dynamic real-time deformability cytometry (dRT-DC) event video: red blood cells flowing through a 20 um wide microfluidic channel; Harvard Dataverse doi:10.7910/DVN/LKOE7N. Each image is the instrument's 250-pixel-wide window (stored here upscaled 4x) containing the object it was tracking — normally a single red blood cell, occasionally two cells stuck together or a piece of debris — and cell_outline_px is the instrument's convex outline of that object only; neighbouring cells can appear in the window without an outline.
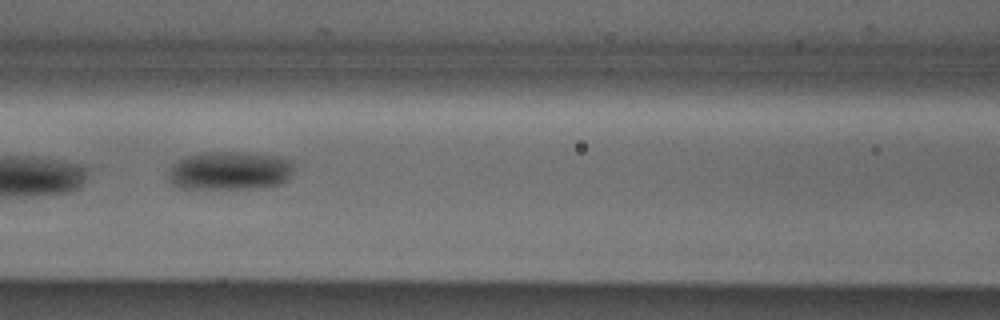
{"species": "Egyptian fruit bat (a non-hibernating species)", "species_latin": "Rousettus aegyptiacus", "temperature_condition": "cold", "stored_images_in_passage": 7, "camera_frame_rate_fps": 3000, "um_per_image_px": 0.085, "animal": {"sex": "male"}, "frame": {"image": 1, "passage_image": 5, "time_ms": 1.333, "image_size_px": [1000, 320], "cell_outline_px": [[292, 168], [288, 180], [280, 184], [264, 188], [180, 188], [172, 184], [168, 180], [168, 168], [172, 164], [188, 156], [204, 152], [244, 152], [288, 160], [292, 164]], "centroid_in_image_um": [19.46, 14.53], "position_along_channel_um": 147.1, "area_um2": 27.86}}
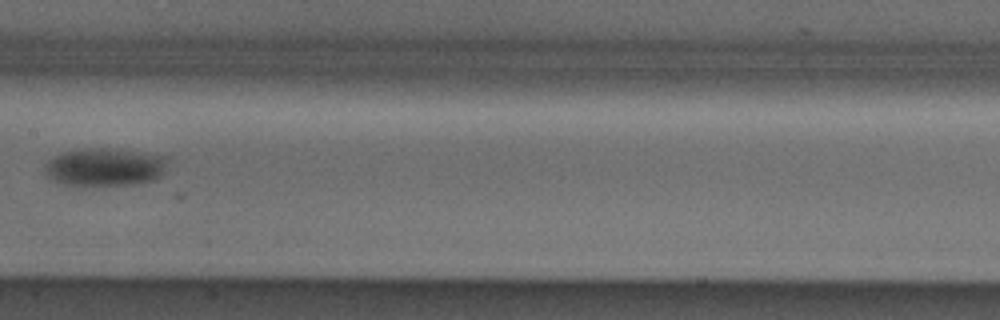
{"frame": {"image": 2, "passage_image": 6, "time_ms": 1.667, "image_size_px": [1000, 320], "cell_outline_px": [[168, 160], [164, 172], [156, 180], [136, 184], [64, 184], [52, 180], [44, 172], [44, 164], [48, 160], [64, 152], [84, 148], [108, 148], [168, 156]], "centroid_in_image_um": [8.93, 14.18], "position_along_channel_um": 198.5, "area_um2": 26.99}}
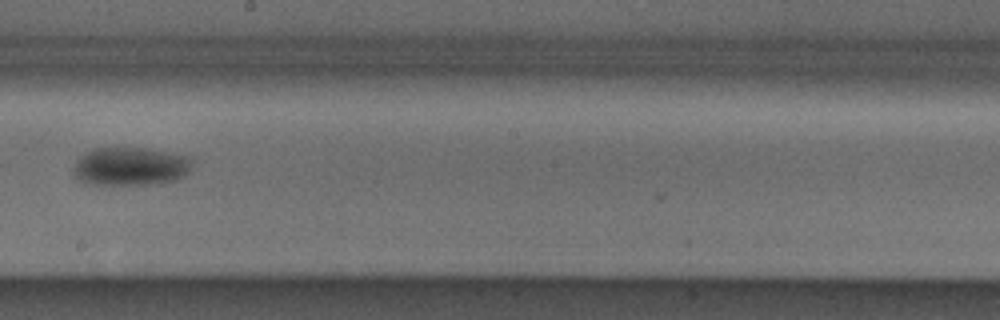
{"frame": {"image": 3, "passage_image": 7, "time_ms": 2.0, "image_size_px": [1000, 320], "cell_outline_px": [[192, 164], [188, 172], [184, 176], [176, 180], [152, 184], [92, 184], [80, 180], [72, 172], [72, 164], [80, 156], [92, 148], [148, 148], [192, 156]], "centroid_in_image_um": [11.1, 14.12], "position_along_channel_um": 237.1, "area_um2": 26.82}}